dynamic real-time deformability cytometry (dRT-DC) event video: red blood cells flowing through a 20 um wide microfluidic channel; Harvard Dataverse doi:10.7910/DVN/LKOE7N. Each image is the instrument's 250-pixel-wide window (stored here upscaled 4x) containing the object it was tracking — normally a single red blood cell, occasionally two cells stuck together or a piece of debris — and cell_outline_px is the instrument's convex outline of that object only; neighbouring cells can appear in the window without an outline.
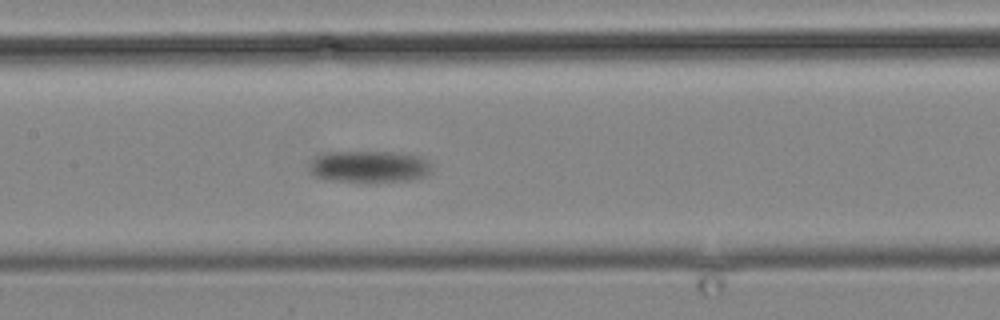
{"species": "common noctule bat (a hibernating species)", "species_latin": "Nyctalus noctula", "temperature_condition": "cold", "stored_images_in_passage": 15, "camera_frame_rate_fps": 3000, "um_per_image_px": 0.085, "animal": {"sex": "male", "body_mass_g": 19.2, "forearm_length_mm": 51.8}, "frame": {"image": 1, "passage_image": 15, "time_ms": 17.333, "image_size_px": [1000, 320], "cell_outline_px": [[428, 172], [424, 176], [408, 180], [328, 180], [316, 176], [312, 172], [308, 164], [316, 156], [324, 152], [400, 152], [420, 156], [428, 160]], "centroid_in_image_um": [31.34, 14.12], "position_along_channel_um": 176.1, "area_um2": 21.96}}